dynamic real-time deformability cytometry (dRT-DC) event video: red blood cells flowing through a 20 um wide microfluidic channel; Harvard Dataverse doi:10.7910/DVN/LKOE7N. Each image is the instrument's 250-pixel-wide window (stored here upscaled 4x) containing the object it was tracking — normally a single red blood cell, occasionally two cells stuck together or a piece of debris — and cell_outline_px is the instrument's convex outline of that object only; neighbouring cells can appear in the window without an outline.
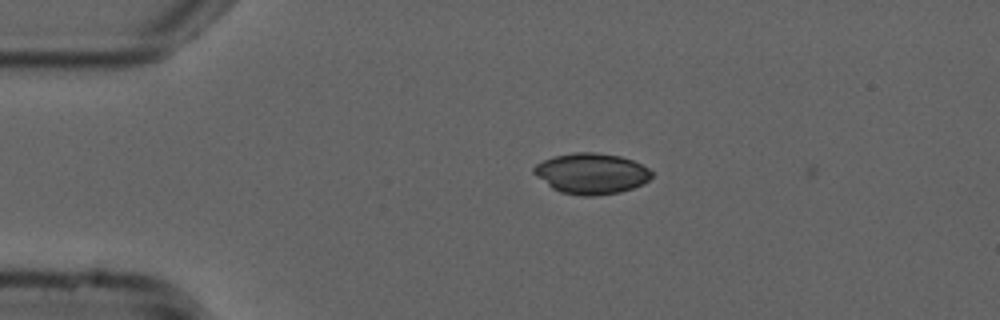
{"species": "common noctule bat (a hibernating species)", "species_latin": "Nyctalus noctula", "temperature_condition": "cold", "stored_images_in_passage": 4, "camera_frame_rate_fps": 3000, "um_per_image_px": 0.085, "animal": {"sex": "male", "forearm_length_mm": 52.5}, "frame": {"image": 1, "passage_image": 1, "time_ms": 0.0, "image_size_px": [1000, 320], "cell_outline_px": [[652, 176], [644, 184], [620, 192], [592, 196], [580, 196], [560, 192], [552, 188], [536, 176], [532, 172], [532, 168], [536, 164], [544, 160], [556, 156], [576, 152], [596, 152], [620, 156], [632, 160], [648, 168], [652, 172]], "centroid_in_image_um": [50.26, 14.76], "position_along_channel_um": 34.7, "area_um2": 27.98}}